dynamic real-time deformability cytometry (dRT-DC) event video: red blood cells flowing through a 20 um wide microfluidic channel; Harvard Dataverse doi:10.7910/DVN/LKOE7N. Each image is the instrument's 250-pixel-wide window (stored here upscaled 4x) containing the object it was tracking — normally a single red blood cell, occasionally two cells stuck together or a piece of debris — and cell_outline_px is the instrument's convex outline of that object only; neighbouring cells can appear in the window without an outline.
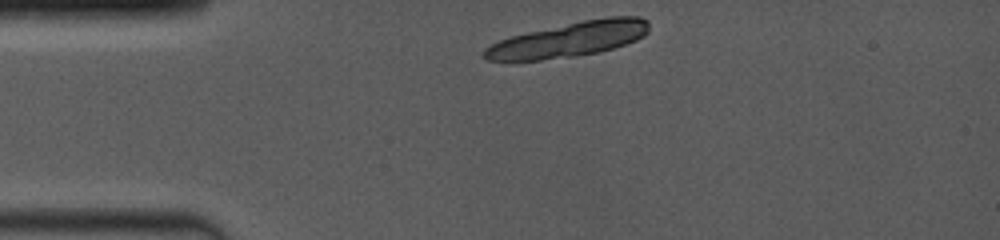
{"species": "common noctule bat (a hibernating species)", "species_latin": "Nyctalus noctula", "temperature_condition": "room temperature", "stored_images_in_passage": 1, "camera_frame_rate_fps": 4000, "um_per_image_px": 0.085, "animal": {"sex": "female", "body_mass_g": 19.0, "forearm_length_mm": 53.3}, "frame": {"image": 1, "passage_image": 1, "time_ms": 0.0, "image_size_px": [1000, 240], "cell_outline_px": [[648, 32], [644, 36], [636, 40], [600, 52], [576, 56], [540, 60], [484, 60], [480, 56], [484, 48], [488, 44], [508, 36], [584, 20], [608, 16], [640, 16], [648, 20]], "centroid_in_image_um": [48.33, 3.35], "position_along_channel_um": 36.7, "area_um2": 33.7}}